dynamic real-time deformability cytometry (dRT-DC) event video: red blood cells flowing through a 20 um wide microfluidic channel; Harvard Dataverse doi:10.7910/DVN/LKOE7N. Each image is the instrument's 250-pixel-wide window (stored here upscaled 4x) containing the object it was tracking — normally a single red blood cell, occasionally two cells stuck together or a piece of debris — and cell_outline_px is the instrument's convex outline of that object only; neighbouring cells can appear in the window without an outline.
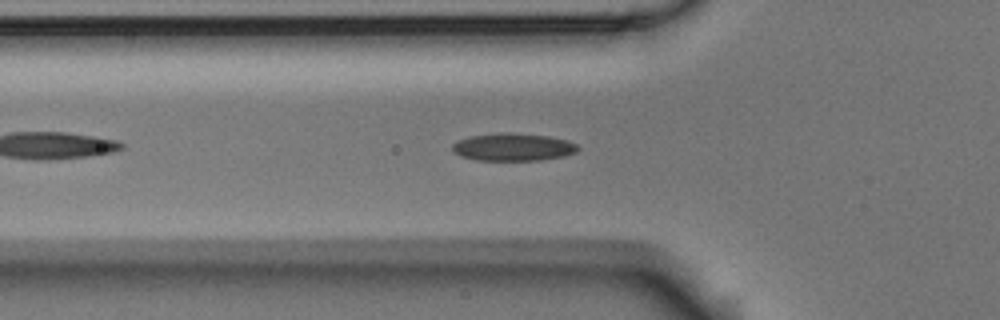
{"species": "Egyptian fruit bat (a non-hibernating species)", "species_latin": "Rousettus aegyptiacus", "temperature_condition": "room temperature", "stored_images_in_passage": 44, "camera_frame_rate_fps": 3000, "um_per_image_px": 0.085, "animal": {"sex": "male"}, "frame": {"image": 1, "passage_image": 8, "time_ms": 2.333, "image_size_px": [1000, 320], "cell_outline_px": [[580, 148], [576, 152], [564, 156], [540, 160], [476, 160], [460, 156], [452, 148], [452, 144], [460, 140], [472, 136], [500, 132], [504, 132], [548, 136], [568, 140], [576, 144]], "centroid_in_image_um": [43.64, 12.5], "position_along_channel_um": 82.2, "area_um2": 20.06}}
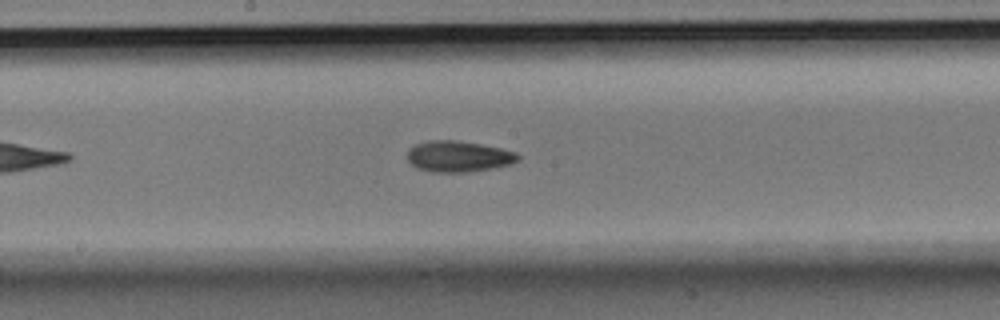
{"frame": {"image": 2, "passage_image": 18, "time_ms": 5.667, "image_size_px": [1000, 320], "cell_outline_px": [[520, 160], [512, 164], [492, 168], [468, 172], [432, 172], [416, 168], [408, 160], [408, 148], [416, 144], [428, 140], [456, 140], [480, 144], [500, 148], [516, 152], [520, 156]], "centroid_in_image_um": [38.97, 13.29], "position_along_channel_um": 209.2, "area_um2": 20.11}}
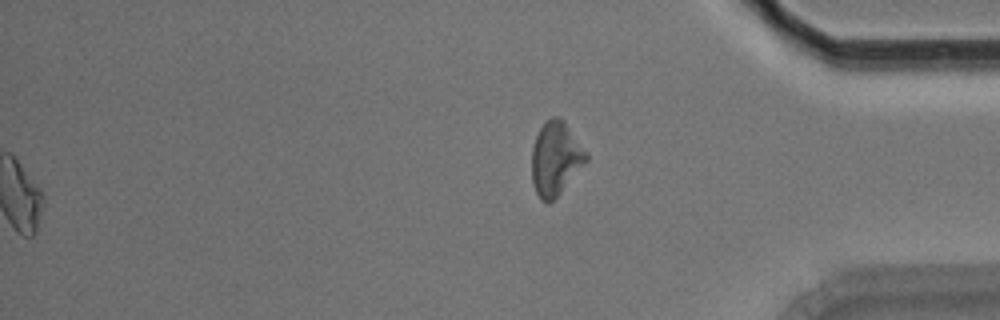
{"frame": {"image": 3, "passage_image": 44, "time_ms": 14.333, "image_size_px": [1000, 320], "cell_outline_px": [[588, 160], [560, 192], [548, 204], [540, 200], [536, 192], [532, 180], [532, 148], [536, 136], [540, 128], [552, 116], [560, 116], [564, 120], [588, 156]], "centroid_in_image_um": [47.2, 13.47], "position_along_channel_um": 388.0, "area_um2": 22.95}, "authors_computed_cell_mechanics": {"area_um2": 19.2474, "velocity_mm_per_s": 3.7777, "shape_relaxation_time_tau1_ms": 4.1091, "shape_relaxation_time_tau2_ms": 4.7477, "deformation_change_tau1": 0.131, "deformation_change_tau2": 0.0981}}